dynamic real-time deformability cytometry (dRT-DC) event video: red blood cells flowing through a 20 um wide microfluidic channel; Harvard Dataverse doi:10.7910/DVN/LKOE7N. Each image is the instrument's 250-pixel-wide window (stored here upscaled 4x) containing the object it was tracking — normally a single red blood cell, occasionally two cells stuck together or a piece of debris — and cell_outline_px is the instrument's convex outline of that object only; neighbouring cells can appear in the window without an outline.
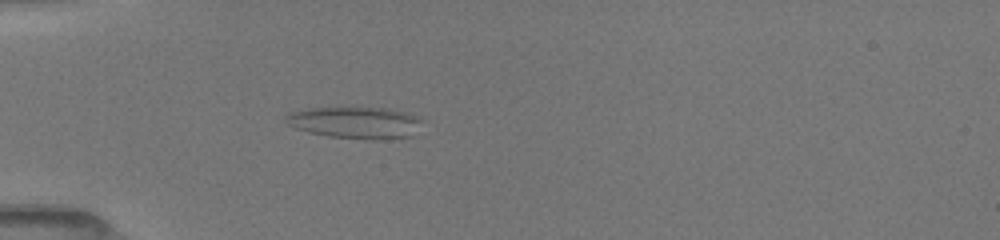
{"species": "common noctule bat (a hibernating species)", "species_latin": "Nyctalus noctula", "temperature_condition": "room temperature", "stored_images_in_passage": 10, "camera_frame_rate_fps": 3000, "um_per_image_px": 0.085, "animal": {"sex": "female", "body_mass_g": 19.5, "forearm_length_mm": 54.1}, "frame": {"image": 1, "passage_image": 2, "time_ms": 0.333, "image_size_px": [1000, 240], "cell_outline_px": [[424, 120], [412, 136], [376, 140], [328, 136], [308, 132], [296, 128], [288, 124], [284, 120], [284, 116], [288, 112], [308, 108], [388, 108], [404, 112]], "centroid_in_image_um": [30.18, 10.42], "position_along_channel_um": 54.8, "area_um2": 25.2}}